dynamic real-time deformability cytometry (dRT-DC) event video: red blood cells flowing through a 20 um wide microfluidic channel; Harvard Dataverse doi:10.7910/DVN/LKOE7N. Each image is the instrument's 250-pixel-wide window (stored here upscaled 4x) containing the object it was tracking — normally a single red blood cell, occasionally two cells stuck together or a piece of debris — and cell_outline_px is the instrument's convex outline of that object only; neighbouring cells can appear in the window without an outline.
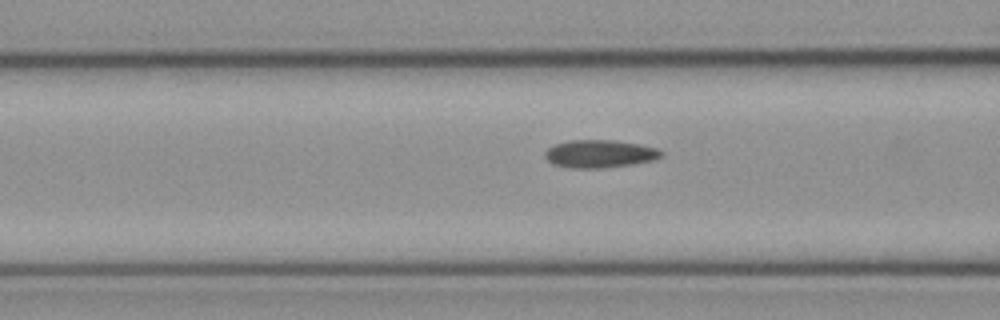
{"species": "common noctule bat (a hibernating species)", "species_latin": "Nyctalus noctula", "temperature_condition": "cold", "stored_images_in_passage": 17, "camera_frame_rate_fps": 3000, "um_per_image_px": 0.085, "animal": {"sex": "female", "body_mass_g": 21.9}, "frame": {"image": 1, "passage_image": 15, "time_ms": 4.667, "image_size_px": [1000, 320], "cell_outline_px": [[664, 156], [656, 160], [632, 164], [600, 168], [572, 168], [552, 164], [544, 156], [544, 152], [548, 148], [556, 144], [568, 140], [616, 140], [640, 144], [656, 148], [664, 152]], "centroid_in_image_um": [51.0, 13.07], "position_along_channel_um": 115.6, "area_um2": 19.02}}